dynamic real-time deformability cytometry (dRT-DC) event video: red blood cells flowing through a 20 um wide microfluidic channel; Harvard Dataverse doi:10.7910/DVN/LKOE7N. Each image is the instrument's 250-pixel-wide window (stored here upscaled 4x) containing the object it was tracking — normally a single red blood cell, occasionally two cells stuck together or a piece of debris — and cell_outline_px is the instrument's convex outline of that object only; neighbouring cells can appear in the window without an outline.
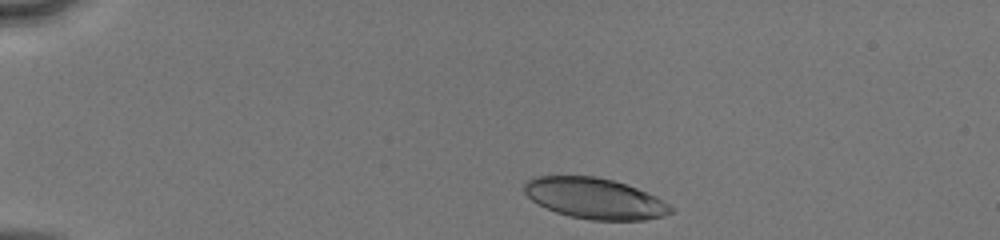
{"species": "human", "species_latin": "Homo sapiens", "temperature_condition": "cold", "stored_images_in_passage": 36, "camera_frame_rate_fps": 3000, "um_per_image_px": 0.085, "donor": {"sex": "male"}, "frame": {"image": 1, "passage_image": 2, "time_ms": 0.333, "image_size_px": [1000, 240], "cell_outline_px": [[676, 208], [672, 212], [664, 216], [644, 220], [592, 220], [568, 216], [556, 212], [532, 200], [524, 192], [524, 184], [528, 180], [536, 176], [596, 176], [612, 180], [636, 188], [656, 196]], "centroid_in_image_um": [50.59, 16.87], "position_along_channel_um": 34.4, "area_um2": 34.74}}
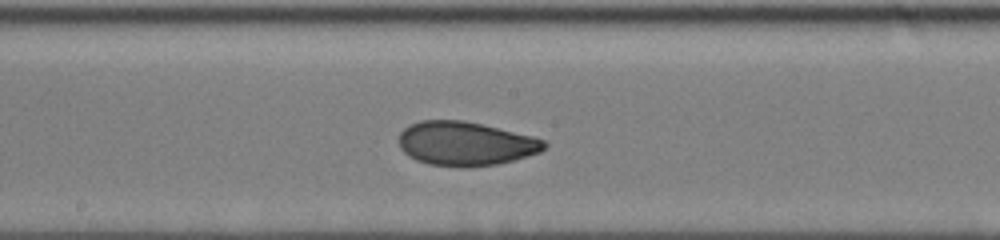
{"frame": {"image": 2, "passage_image": 20, "time_ms": 6.333, "image_size_px": [1000, 240], "cell_outline_px": [[548, 144], [540, 152], [512, 160], [496, 164], [468, 168], [464, 168], [428, 164], [416, 160], [408, 156], [400, 148], [400, 132], [408, 124], [420, 120], [464, 120], [532, 136], [544, 140]], "centroid_in_image_um": [39.53, 12.21], "position_along_channel_um": 208.7, "area_um2": 37.34}}
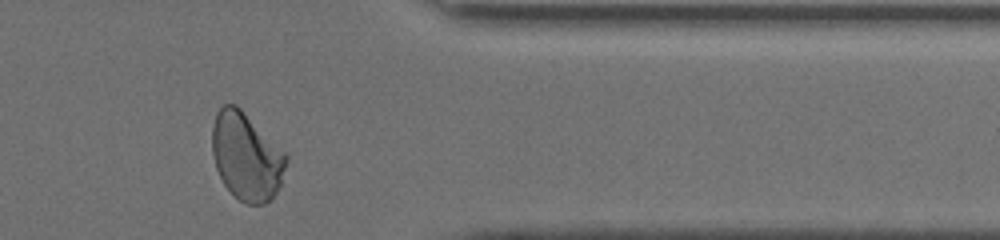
{"frame": {"image": 3, "passage_image": 34, "time_ms": 11.0, "image_size_px": [1000, 240], "cell_outline_px": [[288, 160], [280, 184], [276, 192], [264, 204], [248, 204], [240, 200], [224, 184], [216, 168], [212, 152], [212, 128], [216, 112], [224, 104], [236, 104], [288, 156]], "centroid_in_image_um": [20.92, 13.29], "position_along_channel_um": 390.5, "area_um2": 37.22}, "authors_computed_cell_mechanics": {"area_um2": 36.6741, "velocity_mm_per_s": 4.0974, "shape_relaxation_time_tau1_ms": 4.0376, "shape_relaxation_time_tau2_ms": 1.0835, "deformation_change_tau1": 0.1301, "deformation_change_tau2": 0.0616}}